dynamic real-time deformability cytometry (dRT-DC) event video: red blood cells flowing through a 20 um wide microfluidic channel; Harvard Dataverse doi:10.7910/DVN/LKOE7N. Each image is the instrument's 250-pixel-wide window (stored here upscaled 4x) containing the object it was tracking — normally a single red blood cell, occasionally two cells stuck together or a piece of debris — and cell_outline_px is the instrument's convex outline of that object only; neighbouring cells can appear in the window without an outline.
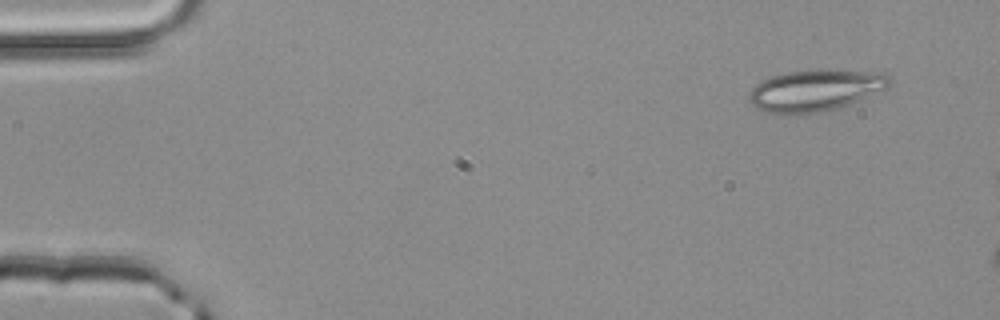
{"species": "common noctule bat (a hibernating species)", "species_latin": "Nyctalus noctula", "temperature_condition": "room temperature", "stored_images_in_passage": 4, "segment_of_instrument_passage": [2, 2], "camera_frame_rate_fps": 3000, "um_per_image_px": 0.085, "animal": {"sex": "male", "body_mass_g": 20.4}, "frame": {"image": 1, "passage_image": 4, "time_ms": 1.0, "image_size_px": [1000, 320], "cell_outline_px": [[892, 80], [888, 88], [848, 104], [824, 112], [800, 116], [788, 116], [764, 112], [756, 108], [748, 100], [748, 92], [756, 84], [772, 76], [784, 72], [884, 72]], "centroid_in_image_um": [69.22, 7.76], "position_along_channel_um": 15.8, "area_um2": 33.7}}